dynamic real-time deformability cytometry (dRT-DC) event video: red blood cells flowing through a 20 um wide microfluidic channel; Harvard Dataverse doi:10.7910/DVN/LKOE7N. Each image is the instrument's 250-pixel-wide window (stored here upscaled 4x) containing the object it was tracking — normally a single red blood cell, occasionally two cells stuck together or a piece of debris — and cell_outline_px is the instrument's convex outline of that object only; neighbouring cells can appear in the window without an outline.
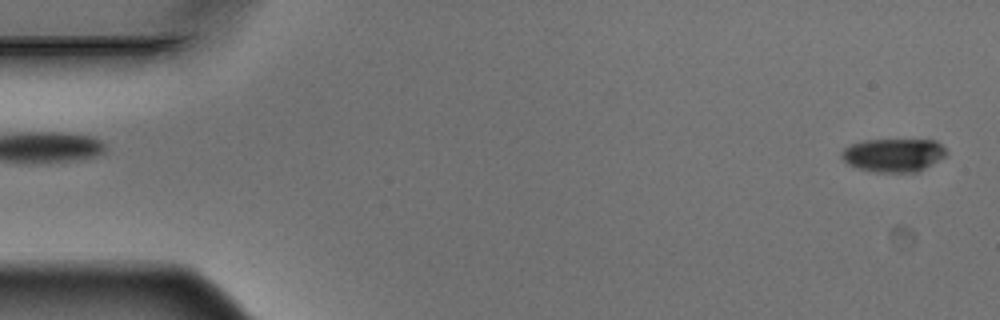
{"species": "Egyptian fruit bat (a non-hibernating species)", "species_latin": "Rousettus aegyptiacus", "temperature_condition": "warm", "stored_images_in_passage": 6, "segment_of_instrument_passage": [2, 2], "camera_frame_rate_fps": 3000, "um_per_image_px": 0.085, "animal": {"sex": "male"}, "frame": {"image": 1, "passage_image": 6, "time_ms": 1.667, "image_size_px": [1000, 320], "cell_outline_px": [[948, 152], [944, 156], [924, 168], [916, 172], [872, 172], [856, 168], [848, 164], [840, 156], [840, 152], [844, 148], [852, 144], [864, 140], [936, 140]], "centroid_in_image_um": [75.9, 13.18], "position_along_channel_um": 9.1, "area_um2": 20.29}}